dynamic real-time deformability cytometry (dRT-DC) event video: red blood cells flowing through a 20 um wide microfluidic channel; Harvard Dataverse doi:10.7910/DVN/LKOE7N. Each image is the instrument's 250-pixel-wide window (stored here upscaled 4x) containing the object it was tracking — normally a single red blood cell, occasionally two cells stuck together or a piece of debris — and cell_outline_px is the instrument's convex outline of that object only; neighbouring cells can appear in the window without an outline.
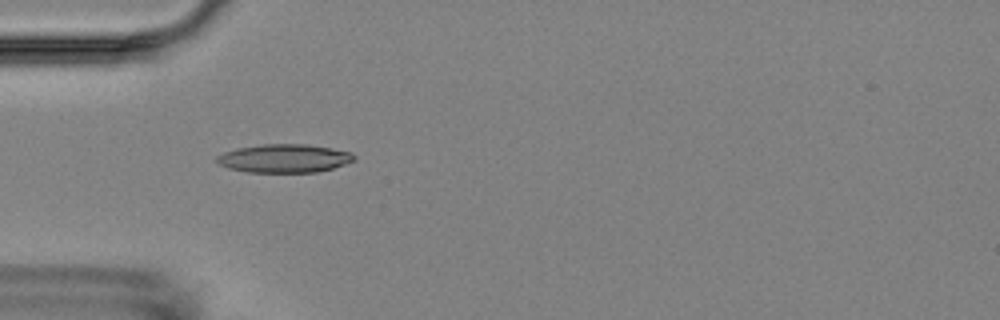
{"species": "Egyptian fruit bat (a non-hibernating species)", "species_latin": "Rousettus aegyptiacus", "temperature_condition": "room temperature", "stored_images_in_passage": 7, "camera_frame_rate_fps": 3000, "um_per_image_px": 0.085, "animal": {"sex": "female"}, "frame": {"image": 1, "passage_image": 5, "time_ms": 5.333, "image_size_px": [1000, 320], "cell_outline_px": [[356, 160], [332, 168], [316, 172], [248, 172], [228, 168], [220, 164], [216, 160], [216, 156], [224, 152], [236, 148], [260, 144], [308, 144], [332, 148], [352, 152], [356, 156]], "centroid_in_image_um": [24.17, 13.45], "position_along_channel_um": 60.8, "area_um2": 22.83}}